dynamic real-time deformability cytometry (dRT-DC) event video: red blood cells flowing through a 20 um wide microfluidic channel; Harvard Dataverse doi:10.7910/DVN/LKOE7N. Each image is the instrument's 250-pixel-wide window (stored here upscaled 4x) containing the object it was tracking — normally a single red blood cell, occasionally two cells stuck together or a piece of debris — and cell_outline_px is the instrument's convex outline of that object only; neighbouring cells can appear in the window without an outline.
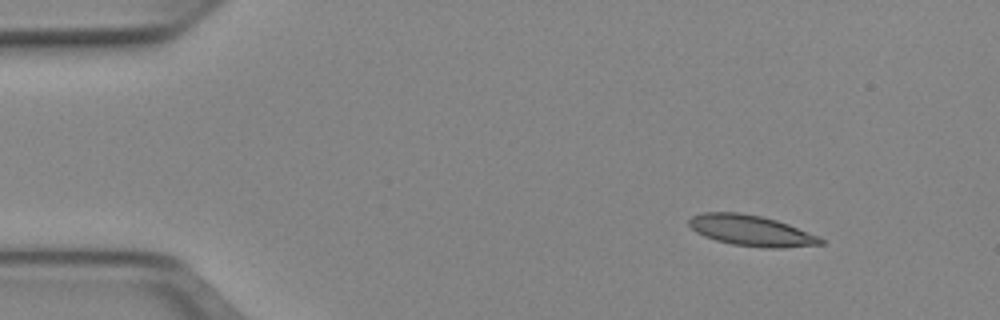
{"species": "Egyptian fruit bat (a non-hibernating species)", "species_latin": "Rousettus aegyptiacus", "temperature_condition": "cold", "stored_images_in_passage": 46, "camera_frame_rate_fps": 3000, "um_per_image_px": 0.085, "animal": {"sex": "female"}, "frame": {"image": 1, "passage_image": 1, "time_ms": 0.0, "image_size_px": [1000, 320], "cell_outline_px": [[824, 244], [780, 248], [764, 248], [732, 244], [716, 240], [704, 236], [696, 232], [688, 224], [688, 220], [692, 216], [704, 212], [740, 212], [760, 216], [776, 220], [788, 224], [820, 236], [824, 240]], "centroid_in_image_um": [63.86, 19.6], "position_along_channel_um": 21.1, "area_um2": 23.64}}
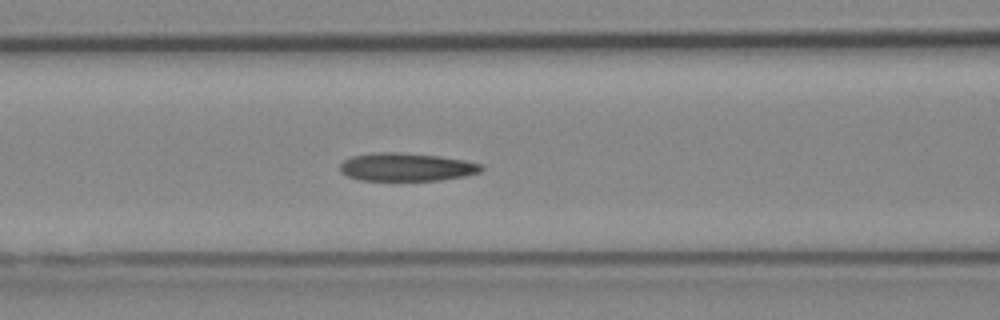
{"frame": {"image": 2, "passage_image": 16, "time_ms": 5.0, "image_size_px": [1000, 320], "cell_outline_px": [[484, 168], [480, 172], [464, 176], [440, 180], [360, 180], [348, 176], [340, 172], [340, 164], [344, 160], [352, 156], [376, 152], [396, 152], [440, 156], [464, 160], [484, 164]], "centroid_in_image_um": [34.56, 14.19], "position_along_channel_um": 132.0, "area_um2": 23.18}}
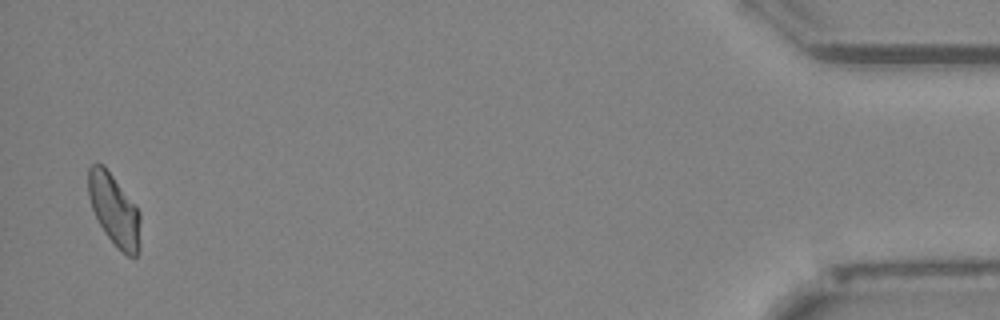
{"frame": {"image": 3, "passage_image": 45, "time_ms": 14.667, "image_size_px": [1000, 320], "cell_outline_px": [[140, 248], [136, 256], [128, 256], [104, 232], [92, 208], [88, 196], [88, 168], [92, 164], [104, 164], [136, 204], [140, 212]], "centroid_in_image_um": [9.73, 17.79], "position_along_channel_um": 425.5, "area_um2": 21.73}, "authors_computed_cell_mechanics": {"area_um2": 23.0911, "velocity_mm_per_s": 3.9215, "shape_relaxation_time_tau1_ms": null, "shape_relaxation_time_tau2_ms": 4.2337, "deformation_change_tau1": null, "deformation_change_tau2": 0.1218}}